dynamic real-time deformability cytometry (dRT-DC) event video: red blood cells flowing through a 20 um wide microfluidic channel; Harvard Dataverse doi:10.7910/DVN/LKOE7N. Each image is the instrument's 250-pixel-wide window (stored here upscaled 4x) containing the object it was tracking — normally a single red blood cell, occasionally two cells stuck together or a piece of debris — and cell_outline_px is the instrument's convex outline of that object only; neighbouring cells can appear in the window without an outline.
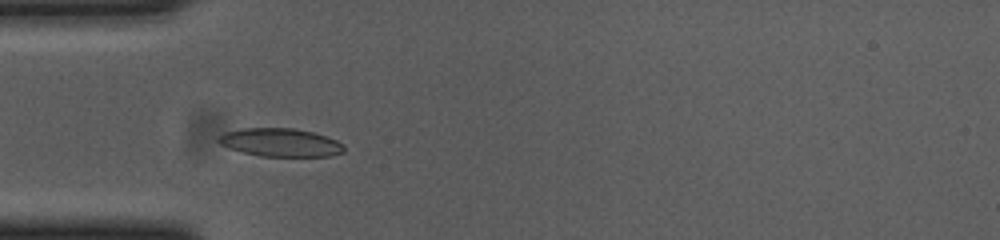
{"species": "common noctule bat (a hibernating species)", "species_latin": "Nyctalus noctula", "temperature_condition": "cold", "stored_images_in_passage": 40, "camera_frame_rate_fps": 3000, "um_per_image_px": 0.085, "animal": {"sex": "female", "body_mass_g": 23.0, "forearm_length_mm": 53.4}, "frame": {"image": 1, "passage_image": 1, "time_ms": 0.0, "image_size_px": [1000, 240], "cell_outline_px": [[344, 152], [332, 156], [260, 156], [244, 152], [220, 144], [216, 140], [224, 132], [240, 128], [292, 128], [312, 132], [336, 140], [344, 144]], "centroid_in_image_um": [23.85, 12.11], "position_along_channel_um": 61.2, "area_um2": 20.52}}
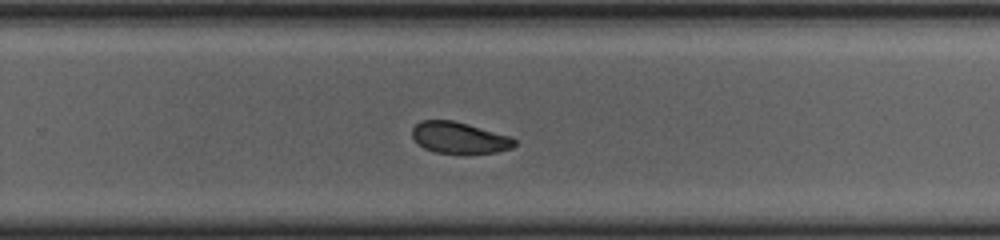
{"frame": {"image": 2, "passage_image": 20, "time_ms": 6.333, "image_size_px": [1000, 240], "cell_outline_px": [[516, 144], [512, 148], [496, 152], [436, 152], [424, 148], [412, 136], [412, 128], [420, 120], [452, 120], [468, 124], [512, 136], [516, 140]], "centroid_in_image_um": [39.06, 11.68], "position_along_channel_um": 290.7, "area_um2": 18.44}}
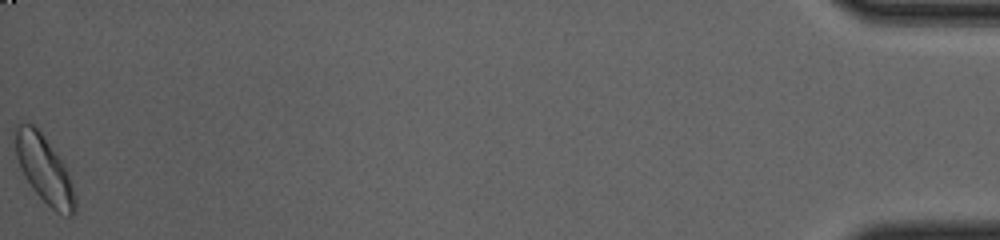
{"frame": {"image": 3, "passage_image": 40, "time_ms": 13.0, "image_size_px": [1000, 240], "cell_outline_px": [[76, 212], [72, 216], [68, 216], [56, 212], [32, 188], [24, 176], [20, 168], [16, 156], [16, 128], [20, 124], [32, 124], [40, 132], [64, 160], [76, 196]], "centroid_in_image_um": [3.82, 14.44], "position_along_channel_um": 431.4, "area_um2": 23.29}, "authors_computed_cell_mechanics": {"area_um2": 19.9988, "velocity_mm_per_s": 3.6567, "shape_relaxation_time_tau1_ms": 5.3306, "shape_relaxation_time_tau2_ms": 3.1415, "deformation_change_tau1": 0.1158, "deformation_change_tau2": 0.0765}}